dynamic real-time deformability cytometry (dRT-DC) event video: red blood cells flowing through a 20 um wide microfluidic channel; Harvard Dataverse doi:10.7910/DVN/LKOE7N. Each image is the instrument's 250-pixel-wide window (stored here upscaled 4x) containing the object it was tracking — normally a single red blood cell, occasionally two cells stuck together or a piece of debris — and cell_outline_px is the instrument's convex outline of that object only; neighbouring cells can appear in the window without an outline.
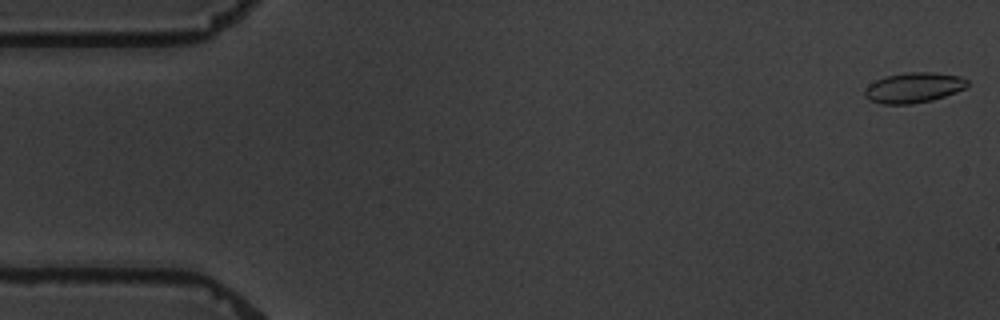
{"species": "common noctule bat (a hibernating species)", "species_latin": "Nyctalus noctula", "temperature_condition": "warm", "stored_images_in_passage": 6, "camera_frame_rate_fps": 3000, "um_per_image_px": 0.085, "animal": {"sex": "male", "body_mass_g": 19.5, "forearm_length_mm": 54.6}, "frame": {"image": 1, "passage_image": 1, "time_ms": 0.0, "image_size_px": [1000, 320], "cell_outline_px": [[968, 84], [964, 88], [956, 92], [932, 100], [912, 104], [884, 104], [868, 100], [864, 96], [864, 88], [868, 84], [884, 76], [904, 72], [936, 72], [960, 76], [968, 80]], "centroid_in_image_um": [77.62, 7.44], "position_along_channel_um": 7.4, "area_um2": 18.32}}
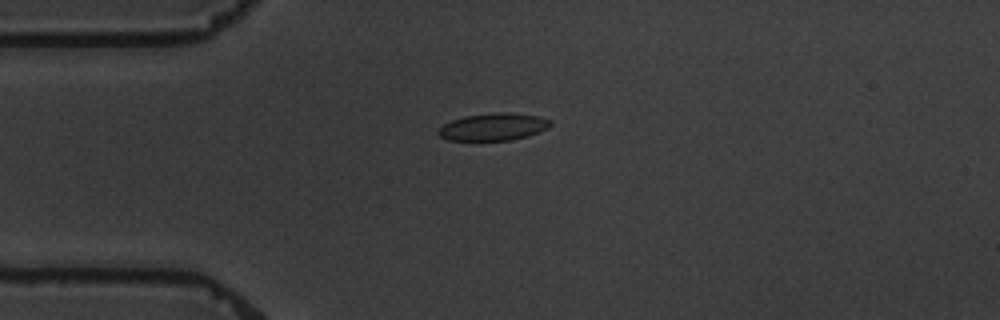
{"frame": {"image": 2, "passage_image": 4, "time_ms": 4.333, "image_size_px": [1000, 320], "cell_outline_px": [[552, 124], [548, 128], [528, 136], [512, 140], [448, 140], [440, 136], [436, 132], [444, 124], [452, 120], [464, 116], [496, 112], [508, 112], [540, 116], [552, 120]], "centroid_in_image_um": [41.97, 10.77], "position_along_channel_um": 43.0, "area_um2": 17.92}}
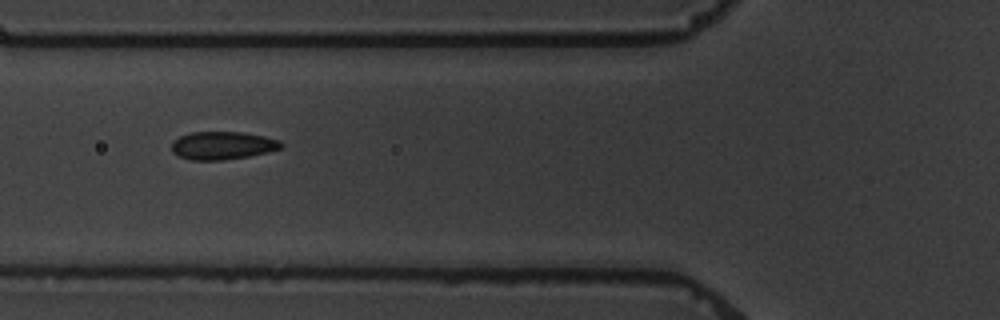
{"frame": {"image": 3, "passage_image": 6, "time_ms": 6.667, "image_size_px": [1000, 320], "cell_outline_px": [[284, 144], [280, 148], [268, 152], [248, 156], [224, 160], [188, 160], [172, 152], [172, 140], [180, 136], [192, 132], [244, 132], [264, 136], [280, 140]], "centroid_in_image_um": [18.91, 12.36], "position_along_channel_um": 106.9, "area_um2": 17.92}}